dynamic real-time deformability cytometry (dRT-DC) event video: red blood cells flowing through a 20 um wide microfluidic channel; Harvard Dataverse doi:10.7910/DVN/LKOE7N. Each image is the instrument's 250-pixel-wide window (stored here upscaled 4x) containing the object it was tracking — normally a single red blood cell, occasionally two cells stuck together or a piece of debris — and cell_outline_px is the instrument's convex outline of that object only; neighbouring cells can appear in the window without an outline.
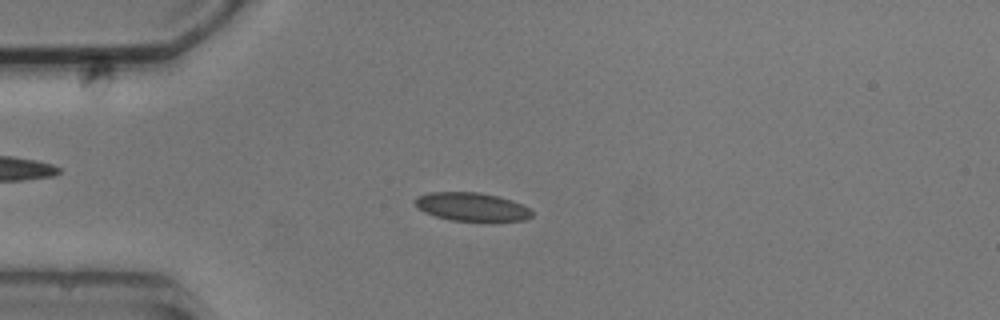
{"species": "common noctule bat (a hibernating species)", "species_latin": "Nyctalus noctula", "temperature_condition": "cold", "stored_images_in_passage": 11, "camera_frame_rate_fps": 3000, "um_per_image_px": 0.085, "animal": {"sex": "male", "body_mass_g": 20.5, "forearm_length_mm": 52.5}, "frame": {"image": 1, "passage_image": 4, "time_ms": 4.333, "image_size_px": [1000, 320], "cell_outline_px": [[532, 216], [524, 220], [452, 220], [436, 216], [424, 212], [412, 200], [416, 196], [432, 192], [476, 192], [496, 196], [512, 200], [528, 208], [532, 212]], "centroid_in_image_um": [40.05, 17.56], "position_along_channel_um": 44.9, "area_um2": 18.9}}
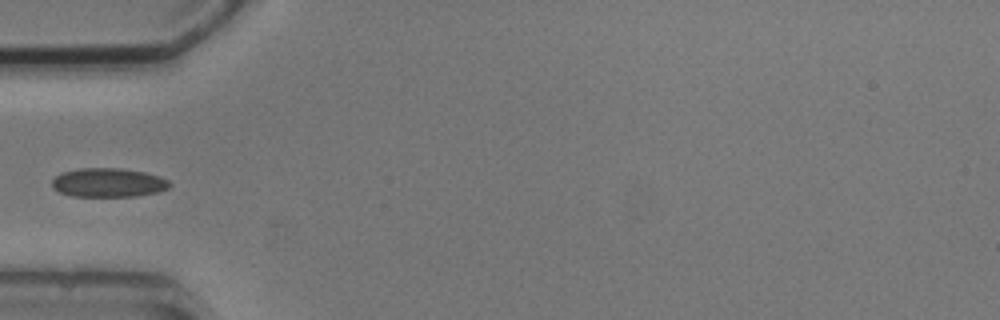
{"frame": {"image": 2, "passage_image": 5, "time_ms": 5.667, "image_size_px": [1000, 320], "cell_outline_px": [[172, 184], [168, 188], [156, 192], [136, 196], [72, 196], [60, 192], [52, 188], [52, 180], [60, 172], [80, 168], [120, 168], [144, 172], [160, 176], [168, 180]], "centroid_in_image_um": [9.19, 15.51], "position_along_channel_um": 75.8, "area_um2": 19.88}}